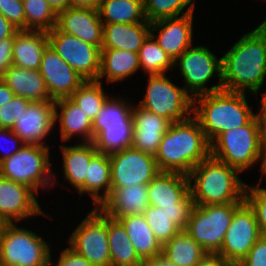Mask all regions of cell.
<instances>
[{"label":"cell","mask_w":266,"mask_h":266,"mask_svg":"<svg viewBox=\"0 0 266 266\" xmlns=\"http://www.w3.org/2000/svg\"><path fill=\"white\" fill-rule=\"evenodd\" d=\"M249 94L220 90L193 99V117L211 144L221 133L248 124L256 115Z\"/></svg>","instance_id":"cell-4"},{"label":"cell","mask_w":266,"mask_h":266,"mask_svg":"<svg viewBox=\"0 0 266 266\" xmlns=\"http://www.w3.org/2000/svg\"><path fill=\"white\" fill-rule=\"evenodd\" d=\"M139 66L149 75L166 74L174 67L173 59L159 46L150 34L143 42L139 52Z\"/></svg>","instance_id":"cell-35"},{"label":"cell","mask_w":266,"mask_h":266,"mask_svg":"<svg viewBox=\"0 0 266 266\" xmlns=\"http://www.w3.org/2000/svg\"><path fill=\"white\" fill-rule=\"evenodd\" d=\"M4 138H5V140L8 141V143H6V141H5L4 146H6V144L7 145L12 144V146L11 145L9 146V151H8V149L4 150L5 147L2 146L1 141L4 140ZM0 140H1L0 141V149L2 152H4V153H2V152L0 153V162L9 158L14 153L18 152L21 149V147L24 145L22 140L9 128H0Z\"/></svg>","instance_id":"cell-45"},{"label":"cell","mask_w":266,"mask_h":266,"mask_svg":"<svg viewBox=\"0 0 266 266\" xmlns=\"http://www.w3.org/2000/svg\"><path fill=\"white\" fill-rule=\"evenodd\" d=\"M140 70L136 52L101 48L100 72L97 81L106 78L107 83L123 81Z\"/></svg>","instance_id":"cell-28"},{"label":"cell","mask_w":266,"mask_h":266,"mask_svg":"<svg viewBox=\"0 0 266 266\" xmlns=\"http://www.w3.org/2000/svg\"><path fill=\"white\" fill-rule=\"evenodd\" d=\"M262 154L256 116L246 125L221 133L210 144L211 156L240 173L261 162Z\"/></svg>","instance_id":"cell-6"},{"label":"cell","mask_w":266,"mask_h":266,"mask_svg":"<svg viewBox=\"0 0 266 266\" xmlns=\"http://www.w3.org/2000/svg\"><path fill=\"white\" fill-rule=\"evenodd\" d=\"M176 66L183 76L184 89L193 98L222 90V57L217 58L208 47L192 45L174 61ZM215 74L219 81L208 88L206 85Z\"/></svg>","instance_id":"cell-10"},{"label":"cell","mask_w":266,"mask_h":266,"mask_svg":"<svg viewBox=\"0 0 266 266\" xmlns=\"http://www.w3.org/2000/svg\"><path fill=\"white\" fill-rule=\"evenodd\" d=\"M56 27L86 43L102 47L103 23L98 9L67 8L57 14Z\"/></svg>","instance_id":"cell-20"},{"label":"cell","mask_w":266,"mask_h":266,"mask_svg":"<svg viewBox=\"0 0 266 266\" xmlns=\"http://www.w3.org/2000/svg\"><path fill=\"white\" fill-rule=\"evenodd\" d=\"M141 266H176L166 259L162 254L150 259L142 260Z\"/></svg>","instance_id":"cell-52"},{"label":"cell","mask_w":266,"mask_h":266,"mask_svg":"<svg viewBox=\"0 0 266 266\" xmlns=\"http://www.w3.org/2000/svg\"><path fill=\"white\" fill-rule=\"evenodd\" d=\"M143 216L162 246L181 231L159 207L148 206Z\"/></svg>","instance_id":"cell-40"},{"label":"cell","mask_w":266,"mask_h":266,"mask_svg":"<svg viewBox=\"0 0 266 266\" xmlns=\"http://www.w3.org/2000/svg\"><path fill=\"white\" fill-rule=\"evenodd\" d=\"M210 155V143L199 122L192 116L171 123L159 145L155 160L160 171L189 174Z\"/></svg>","instance_id":"cell-2"},{"label":"cell","mask_w":266,"mask_h":266,"mask_svg":"<svg viewBox=\"0 0 266 266\" xmlns=\"http://www.w3.org/2000/svg\"><path fill=\"white\" fill-rule=\"evenodd\" d=\"M6 224L7 223L5 221H3L2 219H0V241H1L2 232H3Z\"/></svg>","instance_id":"cell-58"},{"label":"cell","mask_w":266,"mask_h":266,"mask_svg":"<svg viewBox=\"0 0 266 266\" xmlns=\"http://www.w3.org/2000/svg\"><path fill=\"white\" fill-rule=\"evenodd\" d=\"M48 45L46 31L19 30L14 37L12 64L29 70H39L43 52Z\"/></svg>","instance_id":"cell-25"},{"label":"cell","mask_w":266,"mask_h":266,"mask_svg":"<svg viewBox=\"0 0 266 266\" xmlns=\"http://www.w3.org/2000/svg\"><path fill=\"white\" fill-rule=\"evenodd\" d=\"M149 206H194L188 175L181 172L160 171L148 183Z\"/></svg>","instance_id":"cell-19"},{"label":"cell","mask_w":266,"mask_h":266,"mask_svg":"<svg viewBox=\"0 0 266 266\" xmlns=\"http://www.w3.org/2000/svg\"><path fill=\"white\" fill-rule=\"evenodd\" d=\"M69 247L93 266H111L107 215L94 207L72 231Z\"/></svg>","instance_id":"cell-11"},{"label":"cell","mask_w":266,"mask_h":266,"mask_svg":"<svg viewBox=\"0 0 266 266\" xmlns=\"http://www.w3.org/2000/svg\"><path fill=\"white\" fill-rule=\"evenodd\" d=\"M25 30L51 31L57 24V13L47 0H22Z\"/></svg>","instance_id":"cell-37"},{"label":"cell","mask_w":266,"mask_h":266,"mask_svg":"<svg viewBox=\"0 0 266 266\" xmlns=\"http://www.w3.org/2000/svg\"><path fill=\"white\" fill-rule=\"evenodd\" d=\"M102 191V192H100ZM100 192V193H99ZM111 192V162L109 155L96 153L90 160L85 178V194L92 197L94 207L99 205Z\"/></svg>","instance_id":"cell-30"},{"label":"cell","mask_w":266,"mask_h":266,"mask_svg":"<svg viewBox=\"0 0 266 266\" xmlns=\"http://www.w3.org/2000/svg\"><path fill=\"white\" fill-rule=\"evenodd\" d=\"M63 156V176L80 195L85 193V178L91 158L97 153L93 142L59 146Z\"/></svg>","instance_id":"cell-24"},{"label":"cell","mask_w":266,"mask_h":266,"mask_svg":"<svg viewBox=\"0 0 266 266\" xmlns=\"http://www.w3.org/2000/svg\"><path fill=\"white\" fill-rule=\"evenodd\" d=\"M50 157L49 146L24 144L18 152L0 162V176L30 187L38 196L40 188L58 184Z\"/></svg>","instance_id":"cell-5"},{"label":"cell","mask_w":266,"mask_h":266,"mask_svg":"<svg viewBox=\"0 0 266 266\" xmlns=\"http://www.w3.org/2000/svg\"><path fill=\"white\" fill-rule=\"evenodd\" d=\"M49 45L85 80H97L100 72L101 48L60 31L47 32Z\"/></svg>","instance_id":"cell-12"},{"label":"cell","mask_w":266,"mask_h":266,"mask_svg":"<svg viewBox=\"0 0 266 266\" xmlns=\"http://www.w3.org/2000/svg\"><path fill=\"white\" fill-rule=\"evenodd\" d=\"M132 119L134 125L132 148L155 157L171 122L138 105L133 106Z\"/></svg>","instance_id":"cell-21"},{"label":"cell","mask_w":266,"mask_h":266,"mask_svg":"<svg viewBox=\"0 0 266 266\" xmlns=\"http://www.w3.org/2000/svg\"><path fill=\"white\" fill-rule=\"evenodd\" d=\"M148 206V184H136L111 189L98 208L108 217L118 220L126 215L143 214Z\"/></svg>","instance_id":"cell-22"},{"label":"cell","mask_w":266,"mask_h":266,"mask_svg":"<svg viewBox=\"0 0 266 266\" xmlns=\"http://www.w3.org/2000/svg\"><path fill=\"white\" fill-rule=\"evenodd\" d=\"M118 220L126 229L129 240L141 260L162 254V245L150 229L143 214L126 215Z\"/></svg>","instance_id":"cell-29"},{"label":"cell","mask_w":266,"mask_h":266,"mask_svg":"<svg viewBox=\"0 0 266 266\" xmlns=\"http://www.w3.org/2000/svg\"><path fill=\"white\" fill-rule=\"evenodd\" d=\"M0 14L18 30H25V13L22 0H0Z\"/></svg>","instance_id":"cell-43"},{"label":"cell","mask_w":266,"mask_h":266,"mask_svg":"<svg viewBox=\"0 0 266 266\" xmlns=\"http://www.w3.org/2000/svg\"><path fill=\"white\" fill-rule=\"evenodd\" d=\"M222 57V90L255 95L266 81V25L244 34Z\"/></svg>","instance_id":"cell-1"},{"label":"cell","mask_w":266,"mask_h":266,"mask_svg":"<svg viewBox=\"0 0 266 266\" xmlns=\"http://www.w3.org/2000/svg\"><path fill=\"white\" fill-rule=\"evenodd\" d=\"M54 118V100L30 102L11 130L24 144L49 146L43 140L56 128Z\"/></svg>","instance_id":"cell-17"},{"label":"cell","mask_w":266,"mask_h":266,"mask_svg":"<svg viewBox=\"0 0 266 266\" xmlns=\"http://www.w3.org/2000/svg\"><path fill=\"white\" fill-rule=\"evenodd\" d=\"M109 159L111 189L148 184L160 172L154 156L132 147L110 154Z\"/></svg>","instance_id":"cell-14"},{"label":"cell","mask_w":266,"mask_h":266,"mask_svg":"<svg viewBox=\"0 0 266 266\" xmlns=\"http://www.w3.org/2000/svg\"><path fill=\"white\" fill-rule=\"evenodd\" d=\"M193 1L195 0H143L145 17L151 23L163 18L194 13L195 3ZM185 8L187 9L184 12Z\"/></svg>","instance_id":"cell-39"},{"label":"cell","mask_w":266,"mask_h":266,"mask_svg":"<svg viewBox=\"0 0 266 266\" xmlns=\"http://www.w3.org/2000/svg\"><path fill=\"white\" fill-rule=\"evenodd\" d=\"M98 12L103 24L150 23L145 17L143 0H102Z\"/></svg>","instance_id":"cell-33"},{"label":"cell","mask_w":266,"mask_h":266,"mask_svg":"<svg viewBox=\"0 0 266 266\" xmlns=\"http://www.w3.org/2000/svg\"><path fill=\"white\" fill-rule=\"evenodd\" d=\"M208 253L181 230L162 246V255L176 266H197Z\"/></svg>","instance_id":"cell-32"},{"label":"cell","mask_w":266,"mask_h":266,"mask_svg":"<svg viewBox=\"0 0 266 266\" xmlns=\"http://www.w3.org/2000/svg\"><path fill=\"white\" fill-rule=\"evenodd\" d=\"M52 100L69 98L86 80L48 45L39 68Z\"/></svg>","instance_id":"cell-16"},{"label":"cell","mask_w":266,"mask_h":266,"mask_svg":"<svg viewBox=\"0 0 266 266\" xmlns=\"http://www.w3.org/2000/svg\"><path fill=\"white\" fill-rule=\"evenodd\" d=\"M107 228L111 266H141L142 260L122 223L107 216Z\"/></svg>","instance_id":"cell-31"},{"label":"cell","mask_w":266,"mask_h":266,"mask_svg":"<svg viewBox=\"0 0 266 266\" xmlns=\"http://www.w3.org/2000/svg\"><path fill=\"white\" fill-rule=\"evenodd\" d=\"M133 124L125 127L106 128L94 141L98 153L110 155L132 147Z\"/></svg>","instance_id":"cell-38"},{"label":"cell","mask_w":266,"mask_h":266,"mask_svg":"<svg viewBox=\"0 0 266 266\" xmlns=\"http://www.w3.org/2000/svg\"><path fill=\"white\" fill-rule=\"evenodd\" d=\"M245 201L254 210L261 234L266 235V190L257 184H246Z\"/></svg>","instance_id":"cell-41"},{"label":"cell","mask_w":266,"mask_h":266,"mask_svg":"<svg viewBox=\"0 0 266 266\" xmlns=\"http://www.w3.org/2000/svg\"><path fill=\"white\" fill-rule=\"evenodd\" d=\"M151 34L150 23L103 24L102 47L138 53Z\"/></svg>","instance_id":"cell-26"},{"label":"cell","mask_w":266,"mask_h":266,"mask_svg":"<svg viewBox=\"0 0 266 266\" xmlns=\"http://www.w3.org/2000/svg\"><path fill=\"white\" fill-rule=\"evenodd\" d=\"M238 266H266V235L256 241Z\"/></svg>","instance_id":"cell-44"},{"label":"cell","mask_w":266,"mask_h":266,"mask_svg":"<svg viewBox=\"0 0 266 266\" xmlns=\"http://www.w3.org/2000/svg\"><path fill=\"white\" fill-rule=\"evenodd\" d=\"M18 31L10 21L0 14V40L7 37H15Z\"/></svg>","instance_id":"cell-50"},{"label":"cell","mask_w":266,"mask_h":266,"mask_svg":"<svg viewBox=\"0 0 266 266\" xmlns=\"http://www.w3.org/2000/svg\"><path fill=\"white\" fill-rule=\"evenodd\" d=\"M14 37L0 40V78L12 64V48Z\"/></svg>","instance_id":"cell-48"},{"label":"cell","mask_w":266,"mask_h":266,"mask_svg":"<svg viewBox=\"0 0 266 266\" xmlns=\"http://www.w3.org/2000/svg\"><path fill=\"white\" fill-rule=\"evenodd\" d=\"M146 94L141 108L161 116L171 123L184 122L193 116V97L184 89L172 83L165 74L149 75Z\"/></svg>","instance_id":"cell-9"},{"label":"cell","mask_w":266,"mask_h":266,"mask_svg":"<svg viewBox=\"0 0 266 266\" xmlns=\"http://www.w3.org/2000/svg\"><path fill=\"white\" fill-rule=\"evenodd\" d=\"M255 116L259 127L261 147L262 150H266V115H255Z\"/></svg>","instance_id":"cell-53"},{"label":"cell","mask_w":266,"mask_h":266,"mask_svg":"<svg viewBox=\"0 0 266 266\" xmlns=\"http://www.w3.org/2000/svg\"><path fill=\"white\" fill-rule=\"evenodd\" d=\"M240 172L209 155L188 174L194 205L244 203L245 183Z\"/></svg>","instance_id":"cell-3"},{"label":"cell","mask_w":266,"mask_h":266,"mask_svg":"<svg viewBox=\"0 0 266 266\" xmlns=\"http://www.w3.org/2000/svg\"><path fill=\"white\" fill-rule=\"evenodd\" d=\"M36 197L30 187L0 176V219L18 223L38 215L52 218L41 209Z\"/></svg>","instance_id":"cell-15"},{"label":"cell","mask_w":266,"mask_h":266,"mask_svg":"<svg viewBox=\"0 0 266 266\" xmlns=\"http://www.w3.org/2000/svg\"><path fill=\"white\" fill-rule=\"evenodd\" d=\"M197 266H233L218 254H207L198 263Z\"/></svg>","instance_id":"cell-49"},{"label":"cell","mask_w":266,"mask_h":266,"mask_svg":"<svg viewBox=\"0 0 266 266\" xmlns=\"http://www.w3.org/2000/svg\"><path fill=\"white\" fill-rule=\"evenodd\" d=\"M15 97L13 90L0 78V106Z\"/></svg>","instance_id":"cell-51"},{"label":"cell","mask_w":266,"mask_h":266,"mask_svg":"<svg viewBox=\"0 0 266 266\" xmlns=\"http://www.w3.org/2000/svg\"><path fill=\"white\" fill-rule=\"evenodd\" d=\"M160 208L169 217L170 221L175 223L181 230H184L193 206H169Z\"/></svg>","instance_id":"cell-46"},{"label":"cell","mask_w":266,"mask_h":266,"mask_svg":"<svg viewBox=\"0 0 266 266\" xmlns=\"http://www.w3.org/2000/svg\"><path fill=\"white\" fill-rule=\"evenodd\" d=\"M243 203L194 205L185 231L209 254H217L223 244L234 212Z\"/></svg>","instance_id":"cell-7"},{"label":"cell","mask_w":266,"mask_h":266,"mask_svg":"<svg viewBox=\"0 0 266 266\" xmlns=\"http://www.w3.org/2000/svg\"><path fill=\"white\" fill-rule=\"evenodd\" d=\"M102 81L86 80L70 97L81 110L93 121L109 97L102 88Z\"/></svg>","instance_id":"cell-36"},{"label":"cell","mask_w":266,"mask_h":266,"mask_svg":"<svg viewBox=\"0 0 266 266\" xmlns=\"http://www.w3.org/2000/svg\"><path fill=\"white\" fill-rule=\"evenodd\" d=\"M262 236L254 210L245 201L235 212L217 253L233 266H238Z\"/></svg>","instance_id":"cell-13"},{"label":"cell","mask_w":266,"mask_h":266,"mask_svg":"<svg viewBox=\"0 0 266 266\" xmlns=\"http://www.w3.org/2000/svg\"><path fill=\"white\" fill-rule=\"evenodd\" d=\"M47 2L57 14L71 7V0H47Z\"/></svg>","instance_id":"cell-55"},{"label":"cell","mask_w":266,"mask_h":266,"mask_svg":"<svg viewBox=\"0 0 266 266\" xmlns=\"http://www.w3.org/2000/svg\"><path fill=\"white\" fill-rule=\"evenodd\" d=\"M258 113L256 115H266V92L262 93L261 108L258 106Z\"/></svg>","instance_id":"cell-57"},{"label":"cell","mask_w":266,"mask_h":266,"mask_svg":"<svg viewBox=\"0 0 266 266\" xmlns=\"http://www.w3.org/2000/svg\"><path fill=\"white\" fill-rule=\"evenodd\" d=\"M59 255L60 257L57 260L58 262L54 264L55 266H93L88 260L77 254L70 247L63 249Z\"/></svg>","instance_id":"cell-47"},{"label":"cell","mask_w":266,"mask_h":266,"mask_svg":"<svg viewBox=\"0 0 266 266\" xmlns=\"http://www.w3.org/2000/svg\"><path fill=\"white\" fill-rule=\"evenodd\" d=\"M51 248L37 233L7 223L0 241L1 266H51Z\"/></svg>","instance_id":"cell-8"},{"label":"cell","mask_w":266,"mask_h":266,"mask_svg":"<svg viewBox=\"0 0 266 266\" xmlns=\"http://www.w3.org/2000/svg\"><path fill=\"white\" fill-rule=\"evenodd\" d=\"M193 14L163 18L150 23L151 35L173 61L193 45Z\"/></svg>","instance_id":"cell-18"},{"label":"cell","mask_w":266,"mask_h":266,"mask_svg":"<svg viewBox=\"0 0 266 266\" xmlns=\"http://www.w3.org/2000/svg\"><path fill=\"white\" fill-rule=\"evenodd\" d=\"M260 169H261V177L259 179V182H257L258 186L261 185L262 180L264 179V177L266 178V150H263ZM262 189L266 190V187H264V188L262 187Z\"/></svg>","instance_id":"cell-56"},{"label":"cell","mask_w":266,"mask_h":266,"mask_svg":"<svg viewBox=\"0 0 266 266\" xmlns=\"http://www.w3.org/2000/svg\"><path fill=\"white\" fill-rule=\"evenodd\" d=\"M262 24L266 25V19L262 22Z\"/></svg>","instance_id":"cell-59"},{"label":"cell","mask_w":266,"mask_h":266,"mask_svg":"<svg viewBox=\"0 0 266 266\" xmlns=\"http://www.w3.org/2000/svg\"><path fill=\"white\" fill-rule=\"evenodd\" d=\"M1 79L13 90L15 96H21L31 102L52 100L39 70L11 65Z\"/></svg>","instance_id":"cell-27"},{"label":"cell","mask_w":266,"mask_h":266,"mask_svg":"<svg viewBox=\"0 0 266 266\" xmlns=\"http://www.w3.org/2000/svg\"><path fill=\"white\" fill-rule=\"evenodd\" d=\"M60 110V111H59ZM55 126L59 122L61 140L68 142L78 136L82 143L93 142L92 120L69 98L55 101Z\"/></svg>","instance_id":"cell-23"},{"label":"cell","mask_w":266,"mask_h":266,"mask_svg":"<svg viewBox=\"0 0 266 266\" xmlns=\"http://www.w3.org/2000/svg\"><path fill=\"white\" fill-rule=\"evenodd\" d=\"M31 101L21 96H15L9 102L0 106V128L12 129L22 112Z\"/></svg>","instance_id":"cell-42"},{"label":"cell","mask_w":266,"mask_h":266,"mask_svg":"<svg viewBox=\"0 0 266 266\" xmlns=\"http://www.w3.org/2000/svg\"><path fill=\"white\" fill-rule=\"evenodd\" d=\"M131 101L125 98L108 97L105 100L93 124V141L106 129L115 127H125V124H133Z\"/></svg>","instance_id":"cell-34"},{"label":"cell","mask_w":266,"mask_h":266,"mask_svg":"<svg viewBox=\"0 0 266 266\" xmlns=\"http://www.w3.org/2000/svg\"><path fill=\"white\" fill-rule=\"evenodd\" d=\"M102 0H71V8L98 9Z\"/></svg>","instance_id":"cell-54"}]
</instances>
